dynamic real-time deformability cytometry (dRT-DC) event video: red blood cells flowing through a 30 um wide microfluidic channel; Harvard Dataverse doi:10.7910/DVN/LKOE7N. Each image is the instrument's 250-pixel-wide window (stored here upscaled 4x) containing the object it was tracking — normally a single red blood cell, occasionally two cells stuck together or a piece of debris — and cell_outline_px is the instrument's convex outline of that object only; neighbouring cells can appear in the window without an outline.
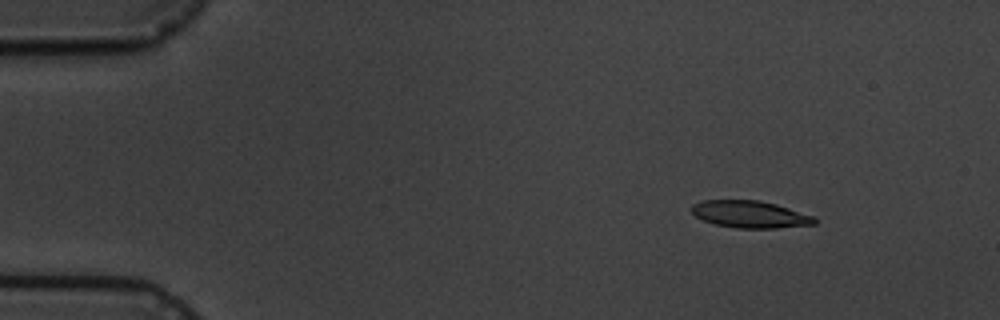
{"species": "common noctule bat (a hibernating species)", "species_latin": "Nyctalus noctula", "temperature_condition": "cold", "stored_images_in_passage": 5, "camera_frame_rate_fps": 3000, "um_per_image_px": 0.085, "animal": {"sex": "male", "body_mass_g": 19.5, "forearm_length_mm": 54.6}, "frame": {"image": 1, "passage_image": 2, "time_ms": 1.333, "image_size_px": [1000, 320], "cell_outline_px": [[816, 224], [776, 228], [736, 228], [716, 224], [704, 220], [696, 216], [688, 208], [692, 204], [704, 200], [760, 200], [776, 204], [816, 216]], "centroid_in_image_um": [63.77, 18.21], "position_along_channel_um": 21.2, "area_um2": 19.54}}
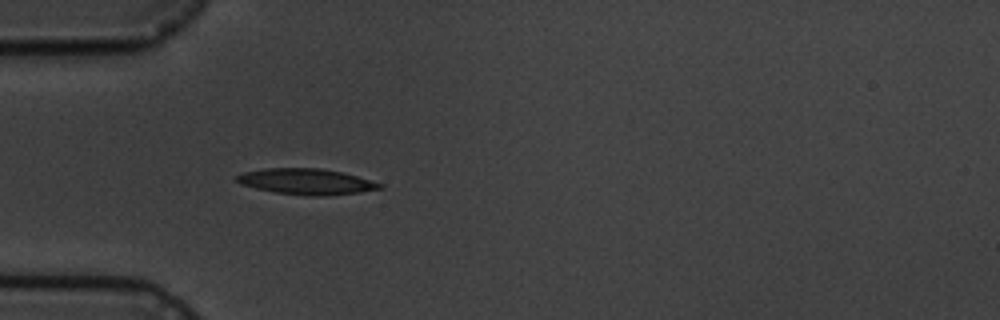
{"frame": {"image": 2, "passage_image": 5, "time_ms": 4.667, "image_size_px": [1000, 320], "cell_outline_px": [[384, 188], [360, 192], [324, 196], [312, 196], [276, 192], [256, 188], [240, 184], [236, 180], [236, 176], [244, 172], [264, 168], [320, 168], [340, 172], [356, 176], [384, 184]], "centroid_in_image_um": [26.05, 15.43], "position_along_channel_um": 58.9, "area_um2": 21.39}}